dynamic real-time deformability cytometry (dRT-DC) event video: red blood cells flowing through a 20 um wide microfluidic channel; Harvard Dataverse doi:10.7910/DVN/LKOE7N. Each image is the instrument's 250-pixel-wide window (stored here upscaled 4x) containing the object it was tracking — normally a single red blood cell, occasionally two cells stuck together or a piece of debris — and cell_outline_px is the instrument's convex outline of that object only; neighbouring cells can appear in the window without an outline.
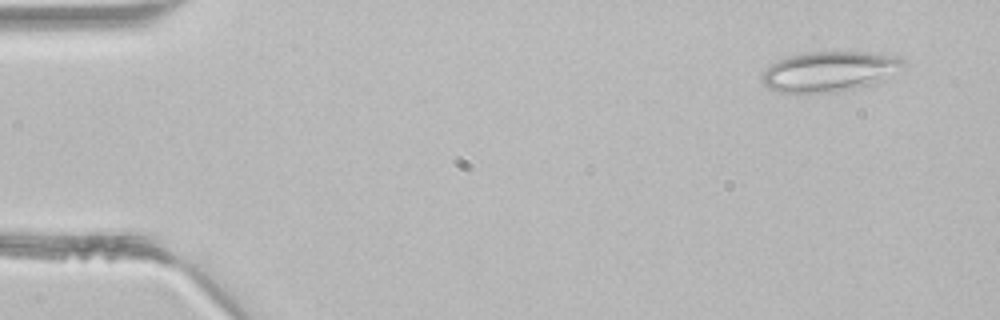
{"species": "common noctule bat (a hibernating species)", "species_latin": "Nyctalus noctula", "temperature_condition": "room temperature", "stored_images_in_passage": 4, "camera_frame_rate_fps": 3000, "um_per_image_px": 0.085, "animal": {"sex": "male", "body_mass_g": 21.5, "forearm_length_mm": 52.0}, "frame": {"image": 1, "passage_image": 1, "time_ms": 0.0, "image_size_px": [1000, 320], "cell_outline_px": [[908, 64], [904, 68], [880, 84], [860, 88], [836, 92], [780, 92], [768, 88], [760, 80], [760, 76], [772, 64], [788, 56], [808, 52], [880, 52], [896, 56], [904, 60]], "centroid_in_image_um": [70.63, 6.08], "position_along_channel_um": 14.4, "area_um2": 33.76}}